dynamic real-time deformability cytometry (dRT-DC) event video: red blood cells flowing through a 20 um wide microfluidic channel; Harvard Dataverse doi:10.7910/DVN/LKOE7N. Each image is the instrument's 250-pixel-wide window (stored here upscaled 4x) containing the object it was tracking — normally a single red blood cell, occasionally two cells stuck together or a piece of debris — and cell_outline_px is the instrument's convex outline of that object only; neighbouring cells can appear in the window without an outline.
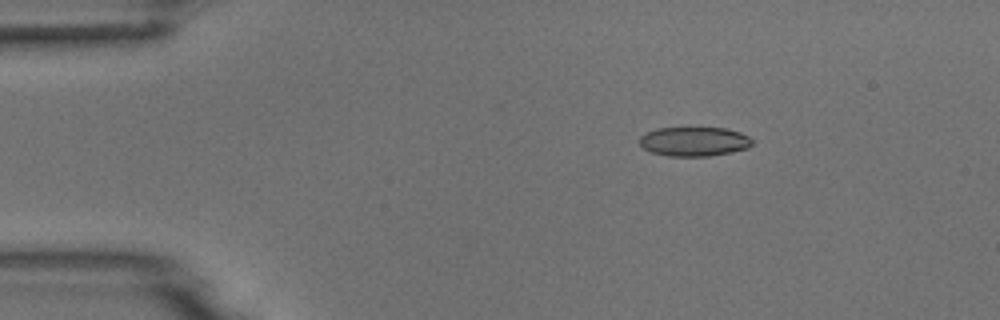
{"species": "common noctule bat (a hibernating species)", "species_latin": "Nyctalus noctula", "temperature_condition": "room temperature", "stored_images_in_passage": 3, "camera_frame_rate_fps": 3000, "um_per_image_px": 0.085, "animal": {"sex": "male", "body_mass_g": 18.8}, "frame": {"image": 1, "passage_image": 1, "time_ms": 0.0, "image_size_px": [1000, 320], "cell_outline_px": [[752, 144], [748, 148], [732, 152], [708, 156], [668, 156], [652, 152], [644, 148], [640, 144], [640, 136], [656, 128], [724, 128], [740, 132], [748, 136], [752, 140]], "centroid_in_image_um": [59.01, 12.03], "position_along_channel_um": 26.0, "area_um2": 19.13}}
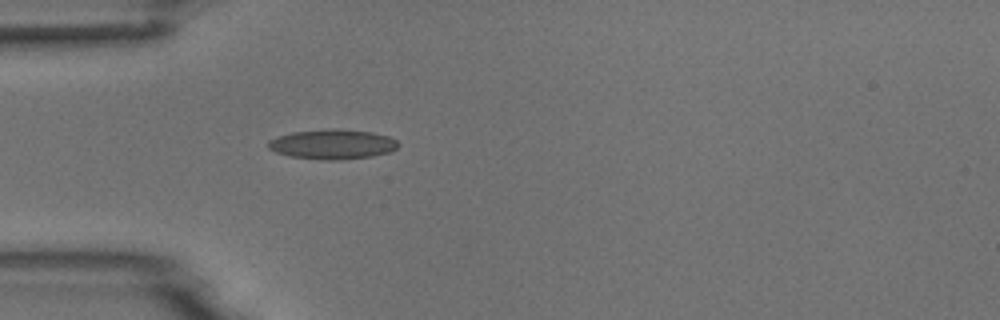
{"frame": {"image": 2, "passage_image": 3, "time_ms": 2.333, "image_size_px": [1000, 320], "cell_outline_px": [[400, 144], [396, 148], [388, 152], [372, 156], [340, 160], [324, 160], [288, 156], [276, 152], [268, 148], [268, 140], [292, 132], [372, 132], [388, 136], [396, 140]], "centroid_in_image_um": [28.26, 12.32], "position_along_channel_um": 56.7, "area_um2": 21.39}}